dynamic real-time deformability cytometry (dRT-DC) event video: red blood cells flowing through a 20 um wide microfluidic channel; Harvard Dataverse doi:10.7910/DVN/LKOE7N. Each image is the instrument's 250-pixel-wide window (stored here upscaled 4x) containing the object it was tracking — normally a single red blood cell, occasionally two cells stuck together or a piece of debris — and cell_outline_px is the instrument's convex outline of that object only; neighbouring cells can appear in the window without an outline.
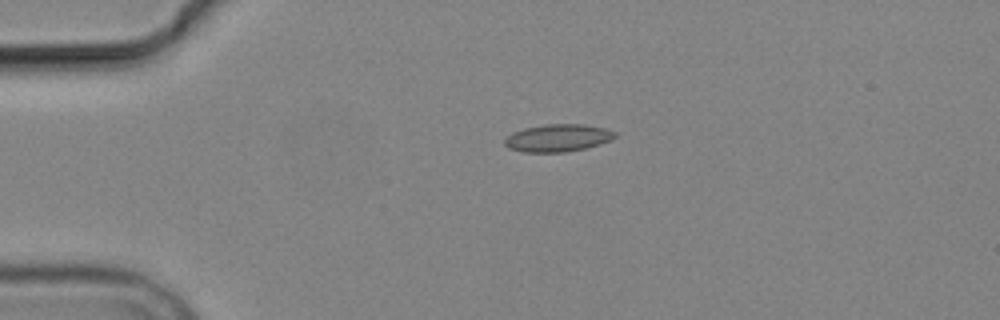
{"species": "common noctule bat (a hibernating species)", "species_latin": "Nyctalus noctula", "temperature_condition": "cold", "stored_images_in_passage": 2, "camera_frame_rate_fps": 3000, "um_per_image_px": 0.085, "animal": {"sex": "male", "body_mass_g": 19.2, "forearm_length_mm": 51.8}, "frame": {"image": 1, "passage_image": 1, "time_ms": 0.0, "image_size_px": [1000, 320], "cell_outline_px": [[616, 136], [612, 140], [600, 144], [584, 148], [564, 152], [524, 152], [508, 148], [504, 144], [504, 140], [512, 132], [524, 128], [544, 124], [584, 124], [604, 128], [616, 132]], "centroid_in_image_um": [47.41, 11.72], "position_along_channel_um": 37.6, "area_um2": 17.69}}